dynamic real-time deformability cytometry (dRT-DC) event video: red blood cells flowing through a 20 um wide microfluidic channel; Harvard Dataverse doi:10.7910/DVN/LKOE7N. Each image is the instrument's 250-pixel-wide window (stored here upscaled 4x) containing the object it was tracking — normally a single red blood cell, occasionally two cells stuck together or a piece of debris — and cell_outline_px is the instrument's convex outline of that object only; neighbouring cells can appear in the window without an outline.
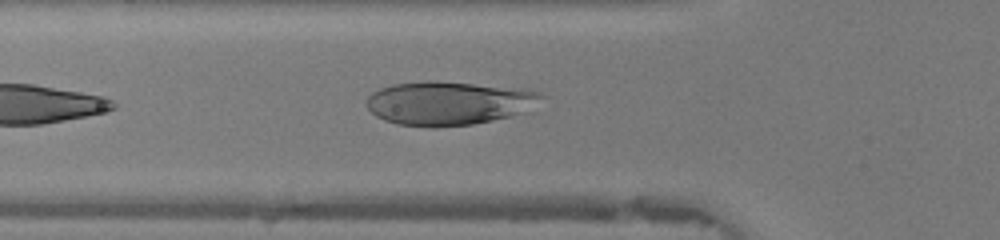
{"species": "human", "species_latin": "Homo sapiens", "temperature_condition": "warm", "stored_images_in_passage": 21, "camera_frame_rate_fps": 3000, "um_per_image_px": 0.085, "donor": {"sex": "female"}, "frame": {"image": 1, "passage_image": 4, "time_ms": 1.0, "image_size_px": [1000, 240], "cell_outline_px": [[544, 96], [532, 112], [472, 124], [436, 128], [432, 128], [396, 124], [384, 120], [376, 116], [368, 108], [368, 96], [372, 92], [380, 88], [392, 84], [428, 80], [432, 80], [528, 88], [540, 92]], "centroid_in_image_um": [38.22, 8.76], "position_along_channel_um": 87.6, "area_um2": 45.49}}
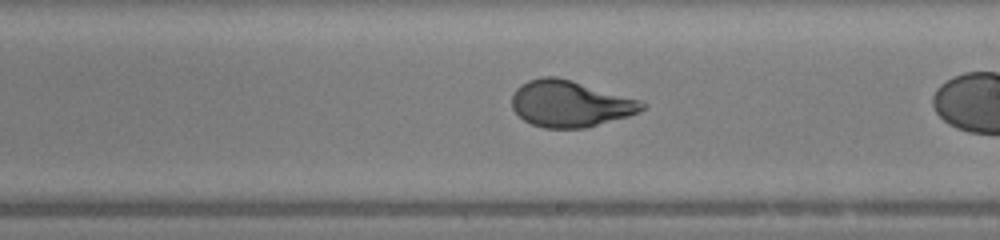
{"frame": {"image": 2, "passage_image": 12, "time_ms": 3.667, "image_size_px": [1000, 240], "cell_outline_px": [[648, 104], [640, 112], [628, 116], [584, 128], [544, 128], [532, 124], [524, 120], [512, 108], [512, 96], [516, 88], [520, 84], [528, 80], [544, 76], [556, 76], [572, 80], [640, 100]], "centroid_in_image_um": [48.45, 8.81], "position_along_channel_um": 240.5, "area_um2": 35.14}}
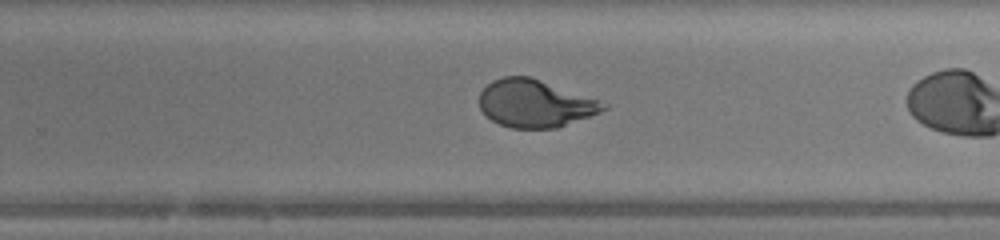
{"frame": {"image": 3, "passage_image": 15, "time_ms": 4.667, "image_size_px": [1000, 240], "cell_outline_px": [[608, 108], [600, 112], [556, 128], [512, 128], [500, 124], [492, 120], [480, 108], [480, 92], [492, 80], [504, 76], [528, 76], [600, 100], [608, 104]], "centroid_in_image_um": [45.48, 8.79], "position_along_channel_um": 284.3, "area_um2": 33.99}}